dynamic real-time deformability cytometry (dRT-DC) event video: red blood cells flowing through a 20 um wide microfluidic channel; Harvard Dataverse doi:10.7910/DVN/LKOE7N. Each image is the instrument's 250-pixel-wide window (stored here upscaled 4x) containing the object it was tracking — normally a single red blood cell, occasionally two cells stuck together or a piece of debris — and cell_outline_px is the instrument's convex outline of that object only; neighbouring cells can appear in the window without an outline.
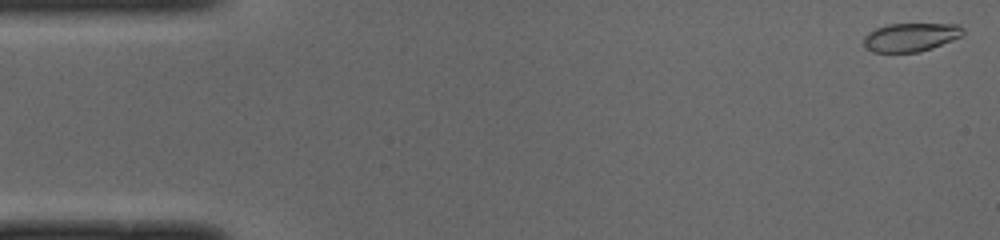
{"species": "common noctule bat (a hibernating species)", "species_latin": "Nyctalus noctula", "temperature_condition": "cold", "stored_images_in_passage": 50, "camera_frame_rate_fps": 3000, "um_per_image_px": 0.085, "animal": {"sex": "male", "body_mass_g": 19.0, "forearm_length_mm": 50.8}, "frame": {"image": 1, "passage_image": 1, "time_ms": 0.0, "image_size_px": [1000, 240], "cell_outline_px": [[964, 32], [960, 36], [952, 40], [932, 48], [916, 52], [872, 52], [864, 48], [864, 36], [868, 32], [876, 28], [888, 24], [956, 24], [964, 28]], "centroid_in_image_um": [77.37, 3.16], "position_along_channel_um": 7.6, "area_um2": 16.47}}
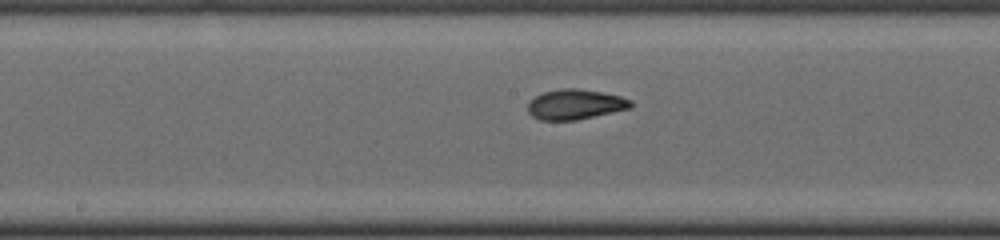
{"frame": {"image": 2, "passage_image": 25, "time_ms": 8.0, "image_size_px": [1000, 240], "cell_outline_px": [[632, 108], [576, 120], [540, 120], [532, 116], [528, 112], [528, 104], [536, 96], [544, 92], [560, 88], [576, 88], [604, 92], [620, 96], [632, 100]], "centroid_in_image_um": [48.92, 8.87], "position_along_channel_um": 199.3, "area_um2": 18.09}}
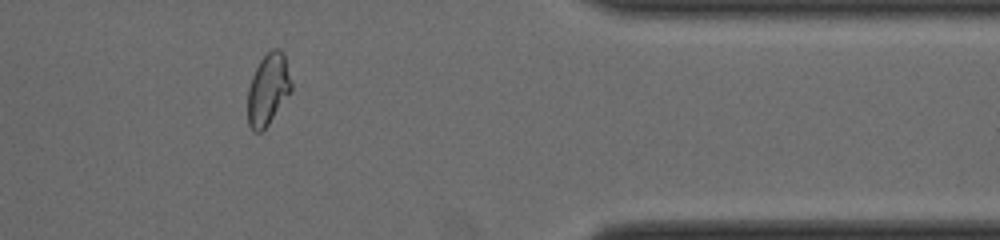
{"frame": {"image": 3, "passage_image": 41, "time_ms": 13.333, "image_size_px": [1000, 240], "cell_outline_px": [[292, 92], [268, 124], [260, 132], [252, 132], [248, 124], [248, 88], [252, 76], [260, 60], [272, 48], [280, 48], [284, 52], [292, 84]], "centroid_in_image_um": [22.8, 7.59], "position_along_channel_um": 388.6, "area_um2": 18.32}, "authors_computed_cell_mechanics": {"area_um2": 17.8313, "velocity_mm_per_s": 3.9909, "shape_relaxation_time_tau1_ms": 3.9212, "shape_relaxation_time_tau2_ms": 1.5862, "deformation_change_tau1": 0.162, "deformation_change_tau2": 0.0699}}